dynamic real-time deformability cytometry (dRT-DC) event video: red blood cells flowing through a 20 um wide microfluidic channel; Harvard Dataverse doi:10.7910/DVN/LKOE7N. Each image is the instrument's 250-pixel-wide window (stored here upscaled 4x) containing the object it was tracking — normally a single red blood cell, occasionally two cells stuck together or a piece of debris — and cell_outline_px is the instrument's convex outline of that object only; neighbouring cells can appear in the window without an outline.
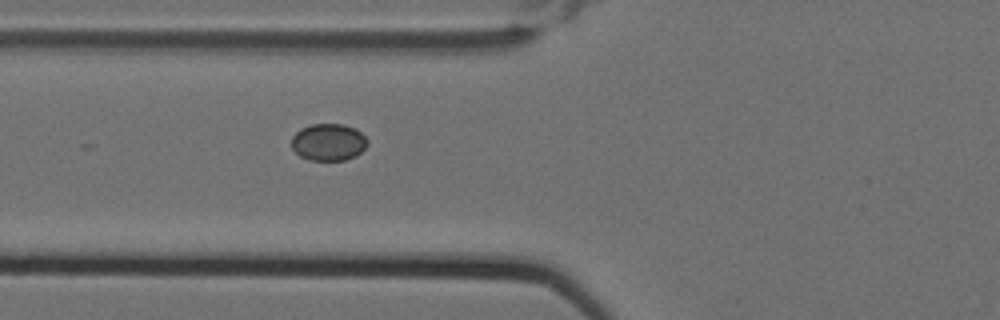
{"species": "Egyptian fruit bat (a non-hibernating species)", "species_latin": "Rousettus aegyptiacus", "temperature_condition": "cold", "stored_images_in_passage": 6, "camera_frame_rate_fps": 3000, "um_per_image_px": 0.085, "animal": {"sex": "female"}, "frame": {"image": 1, "passage_image": 4, "time_ms": 1.0, "image_size_px": [1000, 320], "cell_outline_px": [[368, 144], [356, 156], [344, 160], [308, 160], [300, 156], [292, 148], [292, 136], [300, 128], [312, 124], [344, 124], [356, 128], [368, 140]], "centroid_in_image_um": [27.92, 12.07], "position_along_channel_um": 97.9, "area_um2": 16.47}}